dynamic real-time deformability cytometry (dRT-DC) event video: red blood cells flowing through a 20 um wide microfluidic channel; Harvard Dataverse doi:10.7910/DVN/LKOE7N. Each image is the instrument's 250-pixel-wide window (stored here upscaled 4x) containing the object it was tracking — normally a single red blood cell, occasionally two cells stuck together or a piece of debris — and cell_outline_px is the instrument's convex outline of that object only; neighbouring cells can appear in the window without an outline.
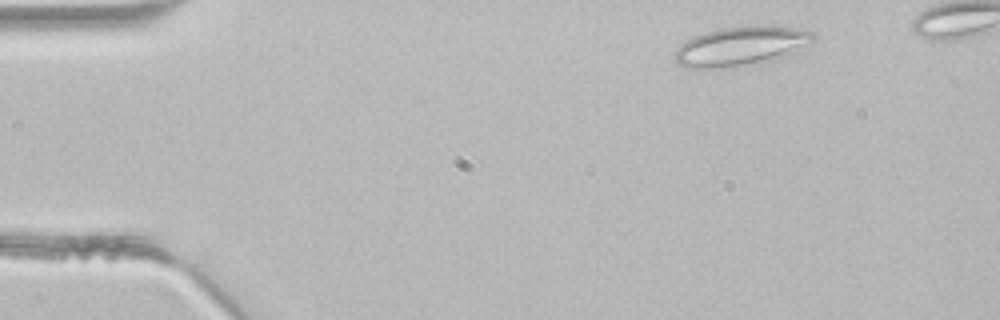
{"species": "common noctule bat (a hibernating species)", "species_latin": "Nyctalus noctula", "temperature_condition": "room temperature", "stored_images_in_passage": 39, "camera_frame_rate_fps": 3000, "um_per_image_px": 0.085, "animal": {"sex": "male", "body_mass_g": 21.5, "forearm_length_mm": 52.0}, "frame": {"image": 1, "passage_image": 3, "time_ms": 0.667, "image_size_px": [1000, 320], "cell_outline_px": [[816, 36], [812, 40], [788, 56], [776, 60], [760, 64], [716, 68], [688, 68], [676, 64], [672, 56], [676, 48], [680, 44], [704, 32], [720, 28], [772, 24], [812, 32]], "centroid_in_image_um": [62.95, 3.94], "position_along_channel_um": 22.1, "area_um2": 32.08}}
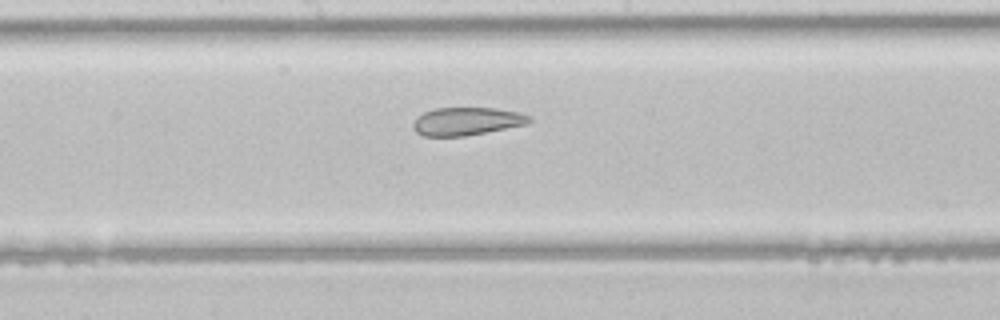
{"frame": {"image": 2, "passage_image": 21, "time_ms": 6.667, "image_size_px": [1000, 320], "cell_outline_px": [[532, 120], [528, 124], [464, 136], [424, 136], [416, 132], [412, 128], [412, 124], [416, 116], [424, 112], [436, 108], [496, 108], [520, 112], [532, 116]], "centroid_in_image_um": [39.68, 10.3], "position_along_channel_um": 208.5, "area_um2": 19.07}}
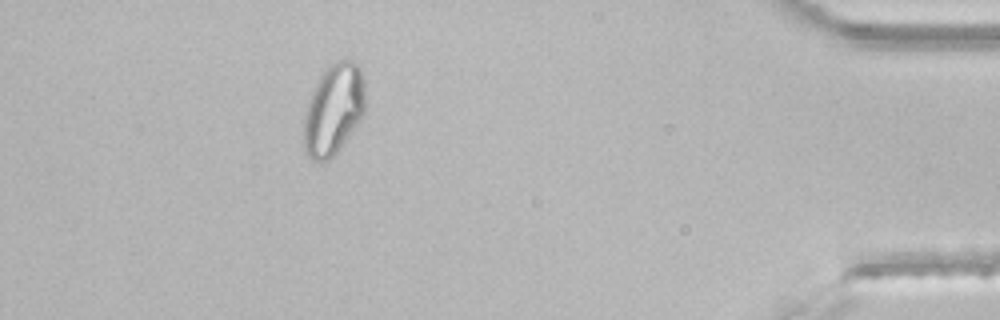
{"frame": {"image": 3, "passage_image": 38, "time_ms": 12.333, "image_size_px": [1000, 320], "cell_outline_px": [[364, 116], [336, 152], [328, 160], [320, 164], [312, 160], [308, 156], [304, 148], [304, 116], [308, 100], [320, 76], [336, 60], [352, 60], [360, 68], [364, 80]], "centroid_in_image_um": [28.35, 9.34], "position_along_channel_um": 406.9, "area_um2": 32.43}}